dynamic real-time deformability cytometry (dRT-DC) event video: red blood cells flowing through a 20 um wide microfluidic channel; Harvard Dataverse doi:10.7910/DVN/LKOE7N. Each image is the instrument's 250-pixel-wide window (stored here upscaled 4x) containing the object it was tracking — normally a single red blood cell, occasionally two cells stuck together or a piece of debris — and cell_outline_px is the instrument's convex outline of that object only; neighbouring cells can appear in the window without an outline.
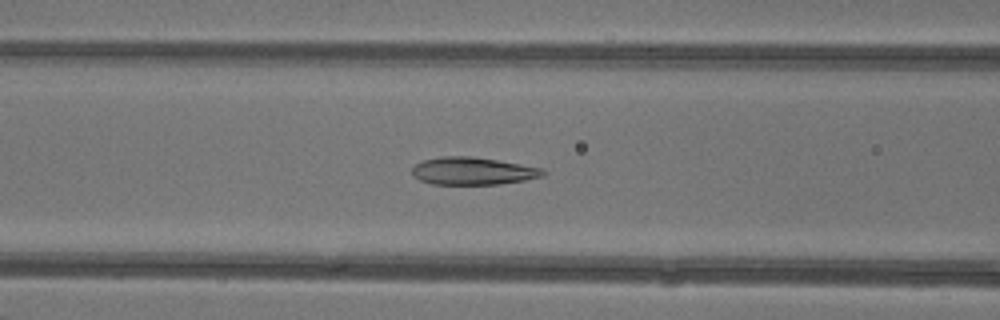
{"species": "common noctule bat (a hibernating species)", "species_latin": "Nyctalus noctula", "temperature_condition": "warm", "stored_images_in_passage": 48, "camera_frame_rate_fps": 3000, "um_per_image_px": 0.085, "animal": {"sex": "female"}, "frame": {"image": 1, "passage_image": 21, "time_ms": 6.667, "image_size_px": [1000, 320], "cell_outline_px": [[548, 172], [544, 176], [524, 180], [500, 184], [432, 184], [420, 180], [412, 176], [412, 168], [416, 164], [424, 160], [440, 156], [472, 156], [544, 168]], "centroid_in_image_um": [40.21, 14.53], "position_along_channel_um": 126.4, "area_um2": 21.1}}
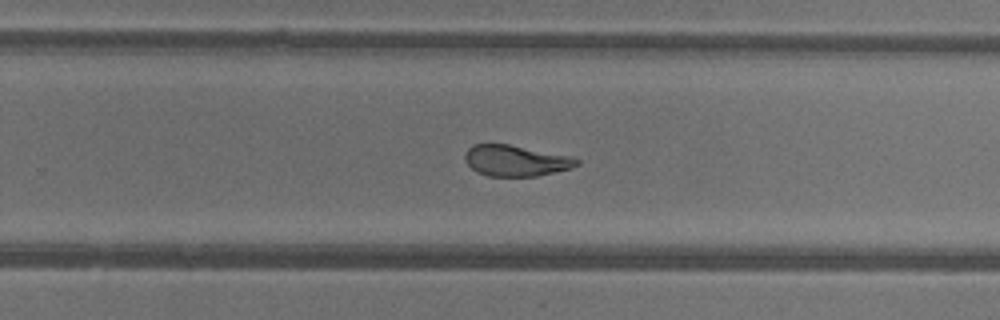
{"frame": {"image": 2, "passage_image": 32, "time_ms": 10.333, "image_size_px": [1000, 320], "cell_outline_px": [[580, 164], [572, 168], [536, 176], [488, 176], [476, 172], [464, 160], [464, 152], [472, 144], [508, 144], [572, 156], [580, 160]], "centroid_in_image_um": [43.83, 13.65], "position_along_channel_um": 286.0, "area_um2": 20.35}}
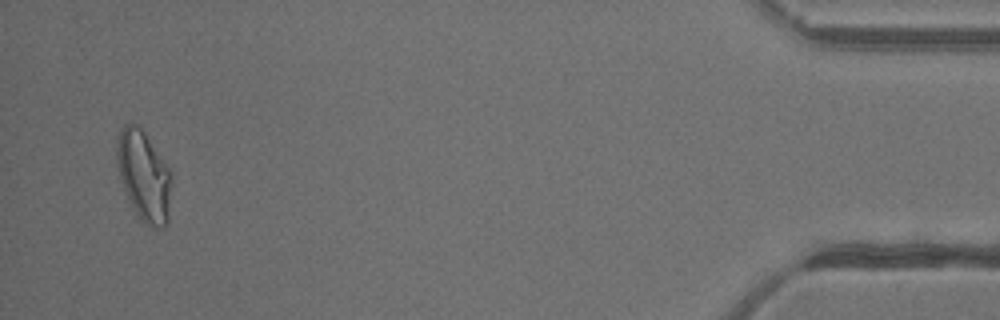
{"frame": {"image": 3, "passage_image": 47, "time_ms": 15.333, "image_size_px": [1000, 320], "cell_outline_px": [[172, 180], [168, 224], [164, 228], [152, 228], [140, 220], [132, 208], [120, 180], [116, 160], [116, 140], [120, 128], [124, 124], [140, 124], [172, 172]], "centroid_in_image_um": [12.23, 14.94], "position_along_channel_um": 423.0, "area_um2": 29.59}, "authors_computed_cell_mechanics": {"area_um2": 23.12, "velocity_mm_per_s": 4.3629, "shape_relaxation_time_tau1_ms": 9.218, "shape_relaxation_time_tau2_ms": 1.6136, "deformation_change_tau1": 0.2536, "deformation_change_tau2": 0.0681}}